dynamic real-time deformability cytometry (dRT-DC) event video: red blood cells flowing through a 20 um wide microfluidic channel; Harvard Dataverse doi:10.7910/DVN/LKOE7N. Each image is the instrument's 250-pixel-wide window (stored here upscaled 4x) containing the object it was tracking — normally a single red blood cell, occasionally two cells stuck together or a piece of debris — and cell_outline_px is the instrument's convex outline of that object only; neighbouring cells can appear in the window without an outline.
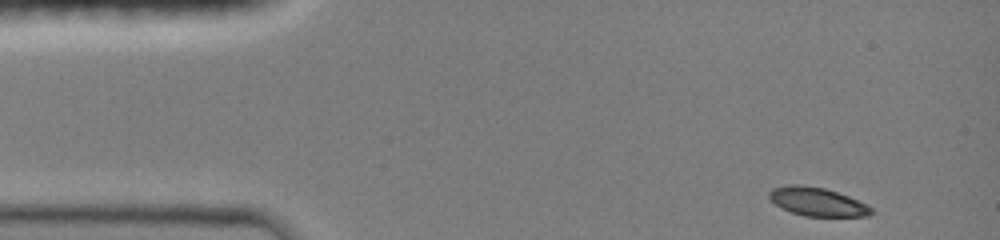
{"species": "common noctule bat (a hibernating species)", "species_latin": "Nyctalus noctula", "temperature_condition": "room temperature", "stored_images_in_passage": 32, "camera_frame_rate_fps": 3000, "um_per_image_px": 0.085, "animal": {"sex": "female", "body_mass_g": 19.0, "forearm_length_mm": 51.5}, "frame": {"image": 1, "passage_image": 1, "time_ms": 0.0, "image_size_px": [1000, 240], "cell_outline_px": [[876, 212], [868, 216], [804, 216], [792, 212], [776, 204], [768, 196], [768, 192], [772, 188], [796, 184], [800, 184], [824, 188], [848, 196], [872, 208]], "centroid_in_image_um": [69.48, 17.15], "position_along_channel_um": 15.5, "area_um2": 16.7}}
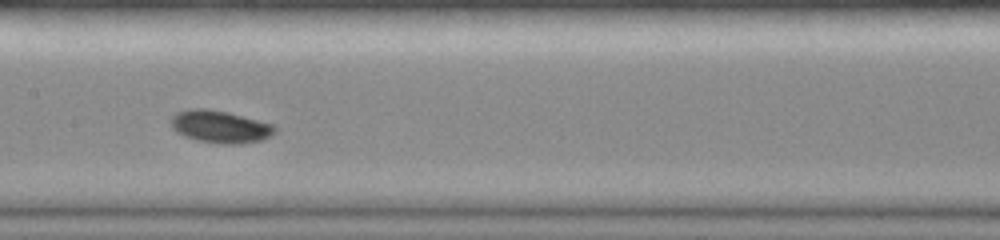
{"frame": {"image": 2, "passage_image": 19, "time_ms": 6.333, "image_size_px": [1000, 240], "cell_outline_px": [[276, 128], [272, 136], [260, 140], [240, 144], [224, 144], [196, 140], [184, 136], [176, 132], [172, 128], [172, 116], [176, 112], [192, 108], [204, 108], [228, 112], [272, 124]], "centroid_in_image_um": [18.69, 10.77], "position_along_channel_um": 188.7, "area_um2": 19.54}}
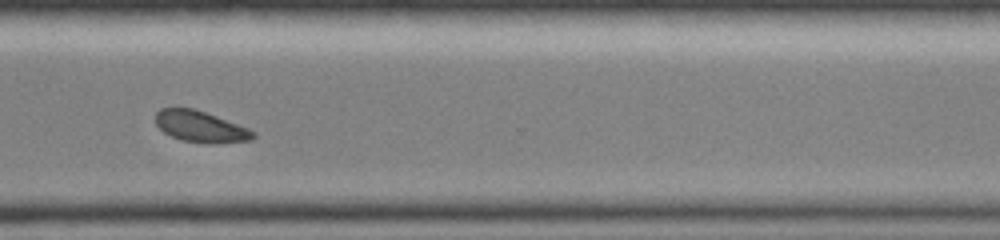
{"frame": {"image": 3, "passage_image": 31, "time_ms": 10.333, "image_size_px": [1000, 240], "cell_outline_px": [[256, 136], [252, 140], [208, 144], [180, 140], [164, 132], [156, 124], [156, 112], [160, 108], [192, 108], [216, 116], [248, 128], [256, 132]], "centroid_in_image_um": [17.05, 10.77], "position_along_channel_um": 353.5, "area_um2": 17.69}}